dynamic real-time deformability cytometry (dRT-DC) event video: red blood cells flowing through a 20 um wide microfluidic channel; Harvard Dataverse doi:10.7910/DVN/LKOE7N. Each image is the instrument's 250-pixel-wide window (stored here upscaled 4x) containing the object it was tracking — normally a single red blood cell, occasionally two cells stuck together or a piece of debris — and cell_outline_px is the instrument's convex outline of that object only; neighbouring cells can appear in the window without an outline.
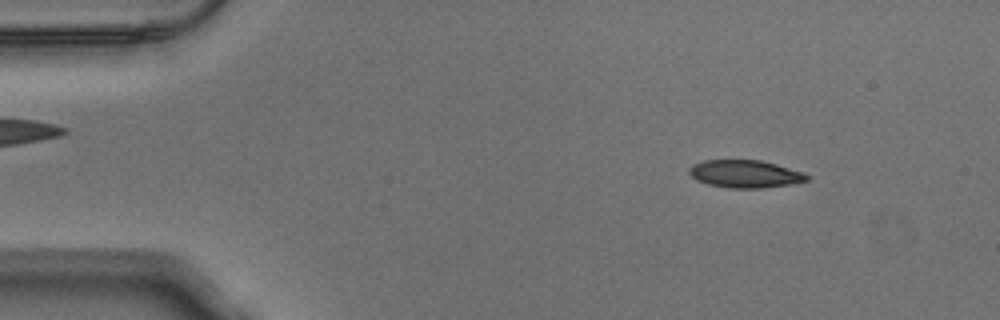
{"species": "Egyptian fruit bat (a non-hibernating species)", "species_latin": "Rousettus aegyptiacus", "temperature_condition": "warm", "stored_images_in_passage": 52, "camera_frame_rate_fps": 3000, "um_per_image_px": 0.085, "animal": {"sex": "male"}, "frame": {"image": 1, "passage_image": 6, "time_ms": 1.667, "image_size_px": [1000, 320], "cell_outline_px": [[812, 176], [808, 180], [796, 184], [760, 188], [728, 188], [708, 184], [696, 180], [688, 172], [688, 168], [692, 164], [704, 160], [760, 160], [776, 164], [804, 172]], "centroid_in_image_um": [63.37, 14.78], "position_along_channel_um": 21.6, "area_um2": 19.25}}
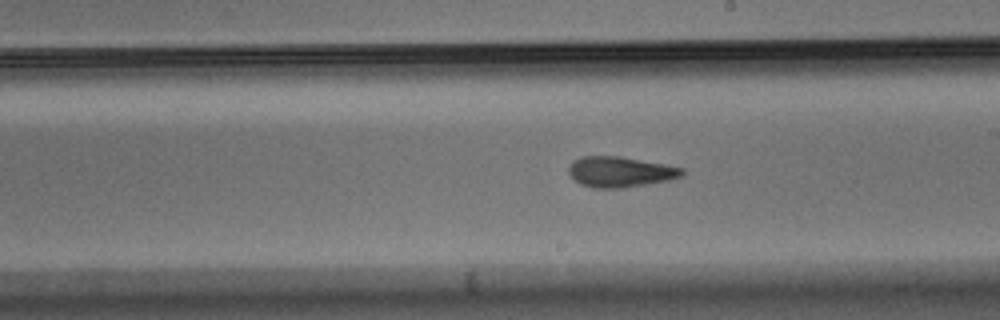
{"frame": {"image": 2, "passage_image": 29, "time_ms": 9.333, "image_size_px": [1000, 320], "cell_outline_px": [[684, 176], [668, 180], [620, 188], [592, 188], [580, 184], [568, 172], [568, 164], [572, 160], [580, 156], [620, 156], [664, 164], [684, 168]], "centroid_in_image_um": [52.68, 14.59], "position_along_channel_um": 236.3, "area_um2": 20.23}}
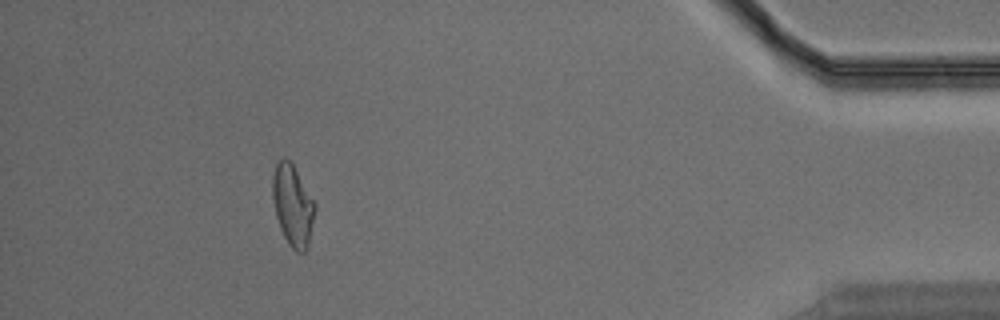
{"frame": {"image": 3, "passage_image": 47, "time_ms": 15.333, "image_size_px": [1000, 320], "cell_outline_px": [[316, 208], [308, 248], [304, 252], [296, 252], [288, 244], [280, 228], [276, 216], [272, 200], [272, 176], [276, 164], [284, 156], [292, 164], [316, 204]], "centroid_in_image_um": [24.88, 17.48], "position_along_channel_um": 410.3, "area_um2": 20.06}, "authors_computed_cell_mechanics": {"area_um2": 19.9988, "velocity_mm_per_s": 3.843, "shape_relaxation_time_tau1_ms": null, "shape_relaxation_time_tau2_ms": 2.5536, "deformation_change_tau1": null, "deformation_change_tau2": 0.1134}}